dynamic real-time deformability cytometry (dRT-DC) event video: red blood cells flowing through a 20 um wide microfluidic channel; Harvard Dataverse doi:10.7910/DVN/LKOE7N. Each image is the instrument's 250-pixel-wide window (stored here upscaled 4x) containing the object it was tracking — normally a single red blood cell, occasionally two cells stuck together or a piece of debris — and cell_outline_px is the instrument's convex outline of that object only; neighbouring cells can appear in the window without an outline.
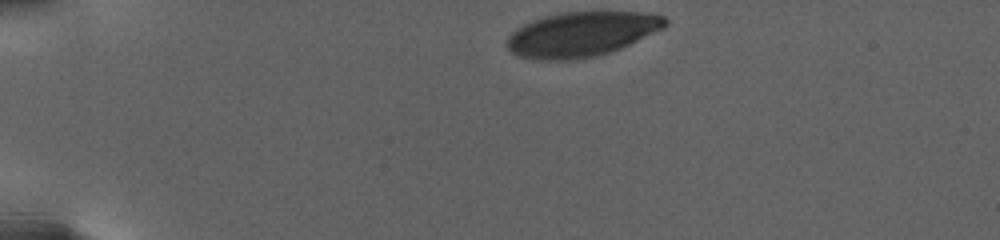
{"species": "human", "species_latin": "Homo sapiens", "temperature_condition": "warm", "stored_images_in_passage": 48, "camera_frame_rate_fps": 3000, "um_per_image_px": 0.085, "donor": {"sex": "female"}, "frame": {"image": 1, "passage_image": 1, "time_ms": 0.0, "image_size_px": [1000, 240], "cell_outline_px": [[668, 24], [664, 28], [612, 52], [596, 56], [568, 60], [540, 60], [520, 56], [512, 52], [504, 44], [508, 36], [516, 28], [532, 20], [544, 16], [560, 12], [648, 12], [664, 16], [668, 20]], "centroid_in_image_um": [49.43, 2.9], "position_along_channel_um": 35.6, "area_um2": 41.44}}
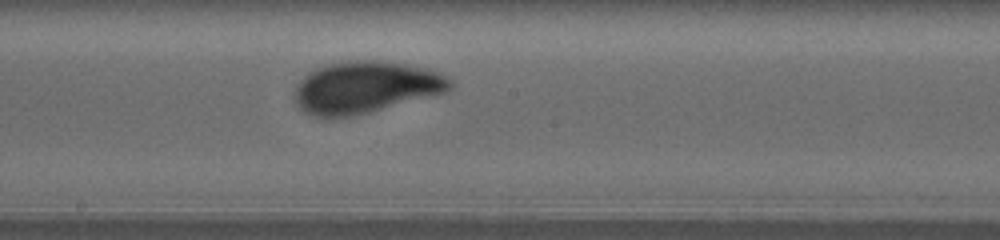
{"frame": {"image": 2, "passage_image": 28, "time_ms": 9.667, "image_size_px": [1000, 240], "cell_outline_px": [[452, 88], [444, 92], [368, 112], [352, 116], [312, 116], [304, 112], [296, 104], [296, 84], [308, 72], [316, 68], [328, 64], [348, 60], [372, 60], [404, 64], [428, 68], [452, 80]], "centroid_in_image_um": [31.03, 7.4], "position_along_channel_um": 217.2, "area_um2": 46.24}}
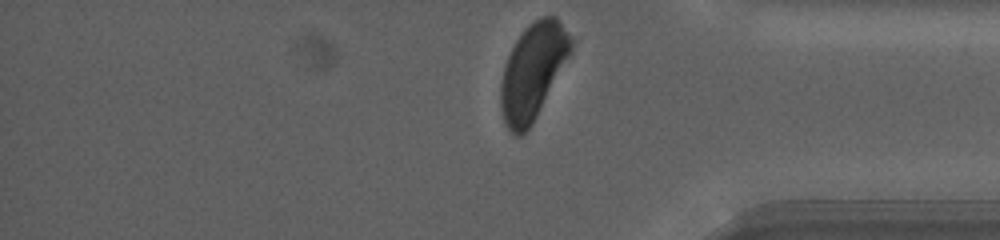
{"frame": {"image": 3, "passage_image": 48, "time_ms": 16.667, "image_size_px": [1000, 240], "cell_outline_px": [[576, 40], [572, 52], [532, 124], [520, 136], [516, 136], [508, 128], [504, 120], [500, 104], [500, 84], [504, 64], [516, 40], [524, 28], [528, 24], [540, 16], [556, 16], [560, 20]], "centroid_in_image_um": [45.33, 6.0], "position_along_channel_um": 389.9, "area_um2": 39.48}, "authors_computed_cell_mechanics": {"area_um2": 45.662, "velocity_mm_per_s": 2.6103, "shape_relaxation_time_tau1_ms": 3.1226, "shape_relaxation_time_tau2_ms": null, "deformation_change_tau1": 0.1511, "deformation_change_tau2": null}}